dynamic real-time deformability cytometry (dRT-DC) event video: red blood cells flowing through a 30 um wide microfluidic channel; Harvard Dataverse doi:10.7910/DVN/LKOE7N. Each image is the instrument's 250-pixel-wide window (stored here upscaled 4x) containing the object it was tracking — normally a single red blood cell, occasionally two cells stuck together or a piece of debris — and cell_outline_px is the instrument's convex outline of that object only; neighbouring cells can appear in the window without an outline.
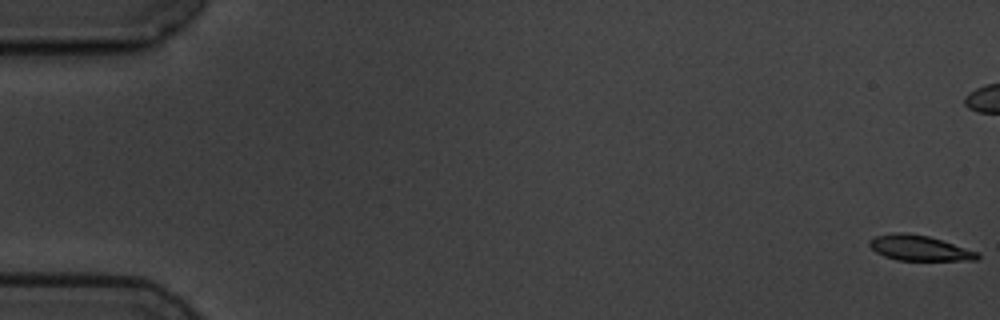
{"species": "common noctule bat (a hibernating species)", "species_latin": "Nyctalus noctula", "temperature_condition": "cold", "stored_images_in_passage": 7, "camera_frame_rate_fps": 3000, "um_per_image_px": 0.085, "animal": {"sex": "male", "body_mass_g": 19.5, "forearm_length_mm": 54.6}, "frame": {"image": 1, "passage_image": 1, "time_ms": 0.0, "image_size_px": [1000, 320], "cell_outline_px": [[980, 256], [976, 260], [896, 260], [884, 256], [876, 252], [868, 244], [868, 240], [872, 236], [892, 232], [908, 232], [928, 236], [976, 252]], "centroid_in_image_um": [78.03, 21.06], "position_along_channel_um": 7.0, "area_um2": 15.84}}